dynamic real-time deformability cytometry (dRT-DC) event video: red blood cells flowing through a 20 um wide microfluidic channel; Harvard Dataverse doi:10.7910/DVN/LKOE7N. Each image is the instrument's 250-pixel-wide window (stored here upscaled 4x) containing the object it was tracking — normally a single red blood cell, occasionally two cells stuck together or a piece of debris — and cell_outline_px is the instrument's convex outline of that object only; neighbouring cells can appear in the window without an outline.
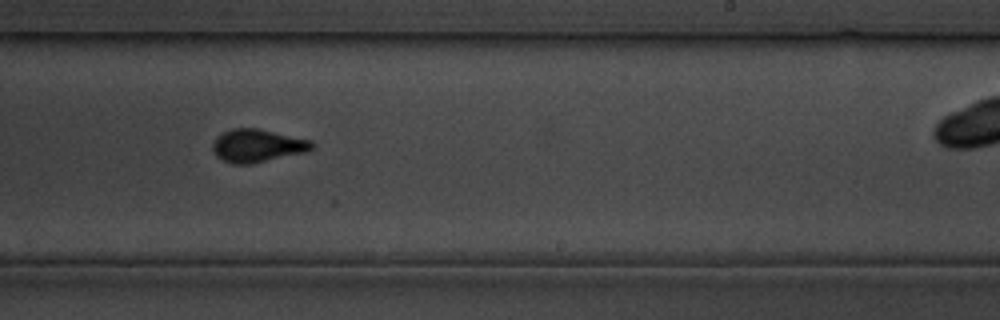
{"species": "common noctule bat (a hibernating species)", "species_latin": "Nyctalus noctula", "temperature_condition": "cold", "stored_images_in_passage": 28, "camera_frame_rate_fps": 3000, "um_per_image_px": 0.085, "animal": {"sex": "male", "body_mass_g": 19.5, "forearm_length_mm": 54.6}, "frame": {"image": 1, "passage_image": 20, "time_ms": 23.667, "image_size_px": [1000, 320], "cell_outline_px": [[316, 148], [308, 152], [252, 164], [232, 164], [220, 160], [212, 152], [212, 144], [216, 136], [232, 128], [256, 128], [312, 140], [316, 144]], "centroid_in_image_um": [21.89, 12.4], "position_along_channel_um": 267.1, "area_um2": 19.54}}